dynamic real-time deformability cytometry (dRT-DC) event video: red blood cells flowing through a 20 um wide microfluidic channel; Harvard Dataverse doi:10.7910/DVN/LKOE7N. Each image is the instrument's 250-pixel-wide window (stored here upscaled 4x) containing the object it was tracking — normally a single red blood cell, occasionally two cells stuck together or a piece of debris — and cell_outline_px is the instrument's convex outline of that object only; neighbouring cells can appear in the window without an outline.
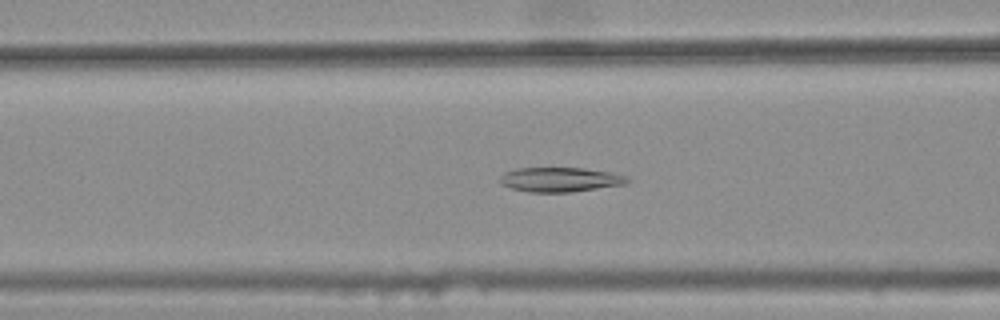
{"species": "common noctule bat (a hibernating species)", "species_latin": "Nyctalus noctula", "temperature_condition": "warm", "stored_images_in_passage": 43, "camera_frame_rate_fps": 3000, "um_per_image_px": 0.085, "animal": {"sex": "female", "body_mass_g": 25.1}, "frame": {"image": 1, "passage_image": 19, "time_ms": 6.0, "image_size_px": [1000, 320], "cell_outline_px": [[632, 180], [624, 184], [572, 192], [528, 192], [512, 188], [500, 184], [500, 176], [504, 172], [516, 168], [584, 168], [612, 172], [628, 176]], "centroid_in_image_um": [47.63, 15.26], "position_along_channel_um": 119.0, "area_um2": 18.32}}
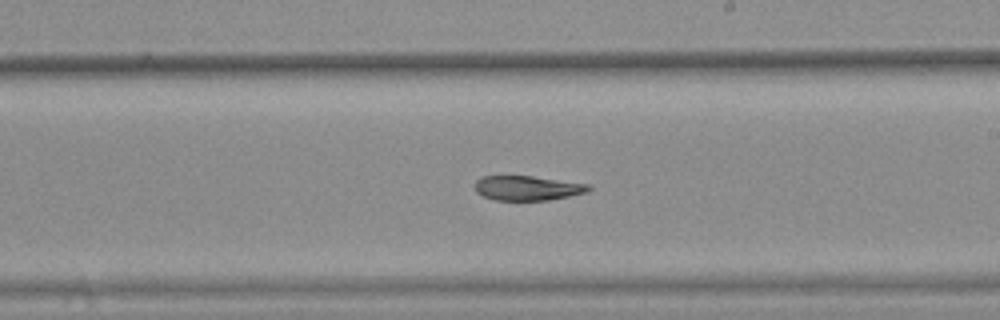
{"frame": {"image": 2, "passage_image": 29, "time_ms": 9.333, "image_size_px": [1000, 320], "cell_outline_px": [[592, 188], [588, 192], [548, 200], [496, 200], [484, 196], [476, 192], [476, 180], [480, 176], [532, 176], [588, 184]], "centroid_in_image_um": [44.83, 15.98], "position_along_channel_um": 244.2, "area_um2": 16.18}}
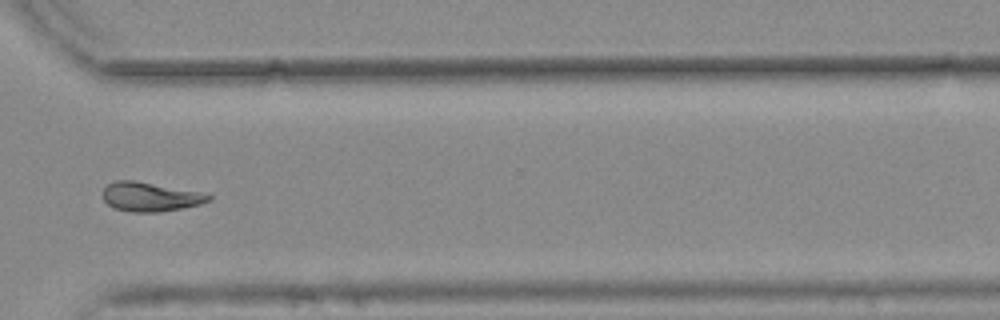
{"frame": {"image": 3, "passage_image": 38, "time_ms": 12.333, "image_size_px": [1000, 320], "cell_outline_px": [[212, 200], [200, 204], [160, 212], [132, 212], [116, 208], [108, 204], [104, 200], [104, 188], [108, 184], [116, 180], [132, 180], [200, 192], [212, 196]], "centroid_in_image_um": [12.77, 16.73], "position_along_channel_um": 357.8, "area_um2": 17.63}, "authors_computed_cell_mechanics": {"area_um2": 18.207, "velocity_mm_per_s": 3.7708, "shape_relaxation_time_tau1_ms": null, "shape_relaxation_time_tau2_ms": 6.5534, "deformation_change_tau1": null, "deformation_change_tau2": 0.1269}}